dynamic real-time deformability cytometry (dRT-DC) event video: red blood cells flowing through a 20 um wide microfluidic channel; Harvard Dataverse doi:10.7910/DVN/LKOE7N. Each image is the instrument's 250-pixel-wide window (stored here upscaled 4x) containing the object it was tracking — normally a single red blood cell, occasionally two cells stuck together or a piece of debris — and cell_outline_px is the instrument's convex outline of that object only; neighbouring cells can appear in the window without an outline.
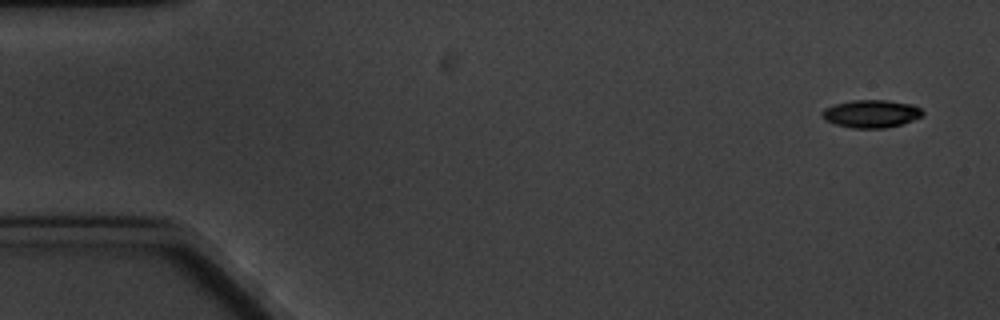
{"species": "common noctule bat (a hibernating species)", "species_latin": "Nyctalus noctula", "temperature_condition": "cold", "stored_images_in_passage": 5, "camera_frame_rate_fps": 3000, "um_per_image_px": 0.085, "animal": {"sex": "male", "body_mass_g": 20.1, "forearm_length_mm": 53.5}, "frame": {"image": 1, "passage_image": 1, "time_ms": 0.0, "image_size_px": [1000, 320], "cell_outline_px": [[924, 112], [920, 116], [912, 120], [900, 124], [884, 128], [852, 128], [836, 124], [824, 120], [820, 116], [820, 112], [824, 108], [836, 104], [852, 100], [884, 100], [912, 104], [920, 108]], "centroid_in_image_um": [73.99, 9.66], "position_along_channel_um": 11.0, "area_um2": 16.18}}